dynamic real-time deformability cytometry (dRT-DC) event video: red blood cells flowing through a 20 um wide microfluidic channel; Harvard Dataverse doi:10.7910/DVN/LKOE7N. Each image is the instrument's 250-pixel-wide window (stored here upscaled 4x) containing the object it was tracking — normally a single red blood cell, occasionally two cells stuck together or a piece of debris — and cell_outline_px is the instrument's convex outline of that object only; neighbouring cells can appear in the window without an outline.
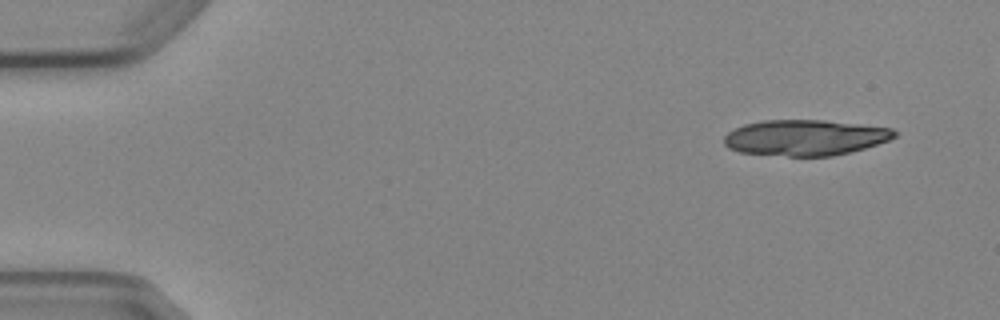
{"species": "Egyptian fruit bat (a non-hibernating species)", "species_latin": "Rousettus aegyptiacus", "temperature_condition": "cold", "stored_images_in_passage": 9, "camera_frame_rate_fps": 3000, "um_per_image_px": 0.085, "animal": {"sex": "female"}, "frame": {"image": 1, "passage_image": 1, "time_ms": 0.0, "image_size_px": [1000, 320], "cell_outline_px": [[900, 132], [896, 136], [888, 140], [864, 148], [832, 156], [788, 156], [740, 152], [728, 148], [724, 144], [724, 136], [728, 132], [744, 124], [764, 120], [824, 120], [860, 124], [892, 128]], "centroid_in_image_um": [68.44, 11.69], "position_along_channel_um": 16.6, "area_um2": 35.49}}
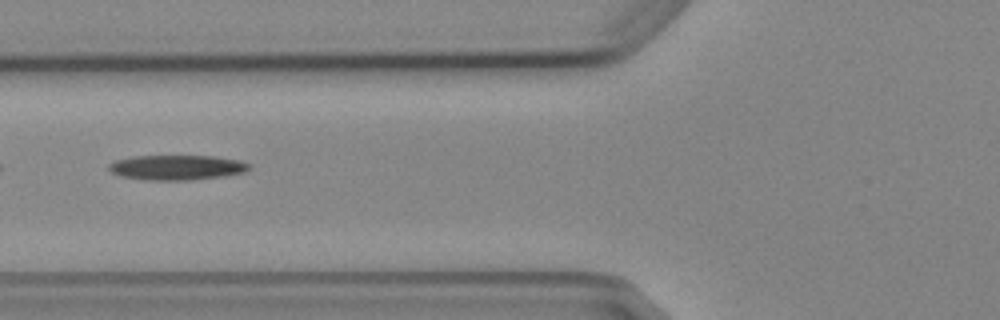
{"frame": {"image": 2, "passage_image": 6, "time_ms": 5.667, "image_size_px": [1000, 320], "cell_outline_px": [[252, 164], [244, 172], [224, 176], [192, 180], [144, 180], [116, 176], [108, 168], [108, 164], [112, 160], [132, 156], [212, 156], [240, 160]], "centroid_in_image_um": [14.96, 14.24], "position_along_channel_um": 110.8, "area_um2": 20.69}}
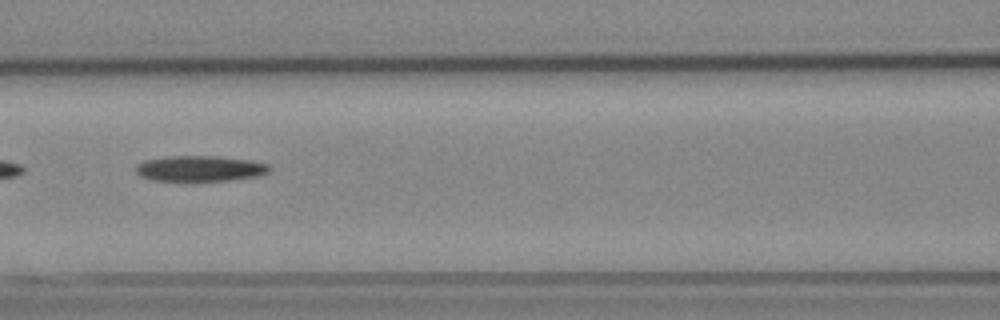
{"frame": {"image": 3, "passage_image": 7, "time_ms": 6.667, "image_size_px": [1000, 320], "cell_outline_px": [[272, 168], [268, 172], [260, 176], [228, 180], [152, 180], [140, 176], [136, 172], [136, 164], [144, 160], [168, 156], [216, 156], [252, 160], [268, 164]], "centroid_in_image_um": [17.02, 14.31], "position_along_channel_um": 149.6, "area_um2": 19.94}}